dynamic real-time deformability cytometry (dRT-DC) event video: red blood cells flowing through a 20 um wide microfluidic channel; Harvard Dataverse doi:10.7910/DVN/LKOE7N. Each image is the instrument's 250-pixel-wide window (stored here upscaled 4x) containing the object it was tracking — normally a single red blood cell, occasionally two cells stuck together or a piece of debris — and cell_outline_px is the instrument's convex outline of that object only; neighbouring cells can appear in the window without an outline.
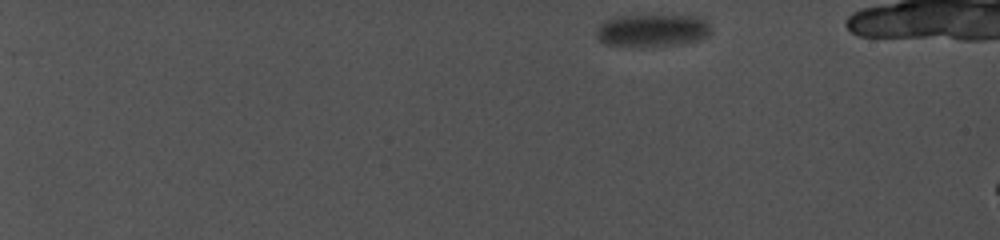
{"species": "common noctule bat (a hibernating species)", "species_latin": "Nyctalus noctula", "temperature_condition": "cold", "stored_images_in_passage": 8, "camera_frame_rate_fps": 5000, "um_per_image_px": 0.085, "animal": {"sex": "female", "body_mass_g": 19.0, "forearm_length_mm": 56.7}, "frame": {"image": 1, "passage_image": 1, "time_ms": 0.0, "image_size_px": [1000, 240], "cell_outline_px": [[712, 32], [708, 36], [700, 40], [680, 44], [604, 44], [596, 40], [596, 28], [604, 20], [612, 16], [700, 16], [708, 20], [712, 28]], "centroid_in_image_um": [55.48, 2.54], "position_along_channel_um": 29.5, "area_um2": 21.5}}